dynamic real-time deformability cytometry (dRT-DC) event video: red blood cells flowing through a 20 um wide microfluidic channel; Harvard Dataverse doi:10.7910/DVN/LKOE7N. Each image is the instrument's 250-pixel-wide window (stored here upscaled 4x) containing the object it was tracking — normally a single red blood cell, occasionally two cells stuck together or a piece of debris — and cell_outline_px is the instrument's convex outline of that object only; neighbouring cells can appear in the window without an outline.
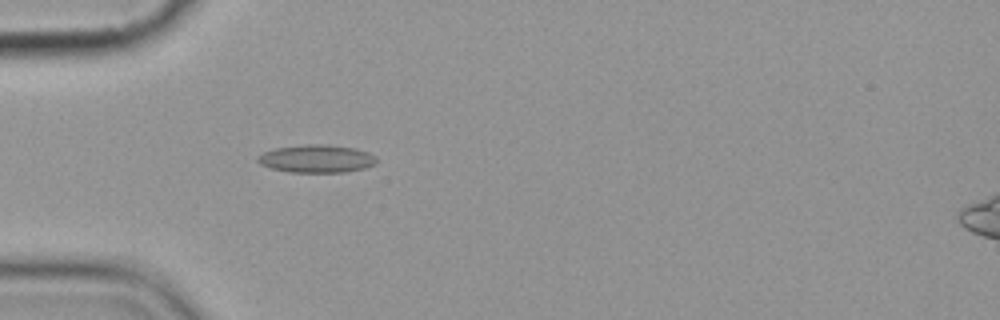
{"species": "common noctule bat (a hibernating species)", "species_latin": "Nyctalus noctula", "temperature_condition": "cold", "stored_images_in_passage": 3, "camera_frame_rate_fps": 3000, "um_per_image_px": 0.085, "animal": {"sex": "female", "body_mass_g": 19.9}, "frame": {"image": 1, "passage_image": 3, "time_ms": 2.333, "image_size_px": [1000, 320], "cell_outline_px": [[376, 160], [372, 164], [364, 168], [344, 172], [288, 172], [272, 168], [260, 164], [256, 160], [256, 156], [264, 152], [276, 148], [308, 144], [328, 144], [356, 148], [368, 152], [376, 156]], "centroid_in_image_um": [26.89, 13.48], "position_along_channel_um": 58.1, "area_um2": 19.25}}